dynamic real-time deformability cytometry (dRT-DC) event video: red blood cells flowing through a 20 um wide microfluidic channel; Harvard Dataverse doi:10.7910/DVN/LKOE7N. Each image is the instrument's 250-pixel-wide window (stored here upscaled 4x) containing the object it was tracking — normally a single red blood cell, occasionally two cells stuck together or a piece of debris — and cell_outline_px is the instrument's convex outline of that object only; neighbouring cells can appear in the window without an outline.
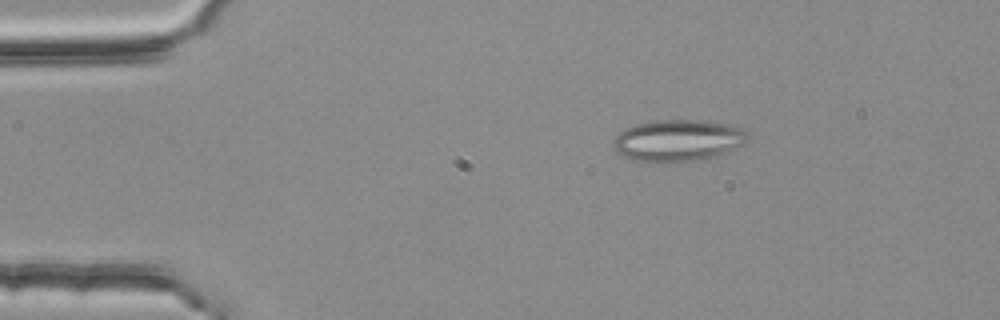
{"species": "common noctule bat (a hibernating species)", "species_latin": "Nyctalus noctula", "temperature_condition": "room temperature", "stored_images_in_passage": 2, "camera_frame_rate_fps": 3000, "um_per_image_px": 0.085, "animal": {"sex": "female", "body_mass_g": 25.1}, "frame": {"image": 1, "passage_image": 1, "time_ms": 0.0, "image_size_px": [1000, 320], "cell_outline_px": [[748, 140], [740, 144], [712, 156], [696, 160], [664, 164], [632, 160], [616, 152], [612, 144], [612, 140], [624, 128], [636, 124], [656, 120], [700, 120], [724, 124], [740, 128], [748, 132]], "centroid_in_image_um": [57.51, 11.95], "position_along_channel_um": 27.5, "area_um2": 32.48}}